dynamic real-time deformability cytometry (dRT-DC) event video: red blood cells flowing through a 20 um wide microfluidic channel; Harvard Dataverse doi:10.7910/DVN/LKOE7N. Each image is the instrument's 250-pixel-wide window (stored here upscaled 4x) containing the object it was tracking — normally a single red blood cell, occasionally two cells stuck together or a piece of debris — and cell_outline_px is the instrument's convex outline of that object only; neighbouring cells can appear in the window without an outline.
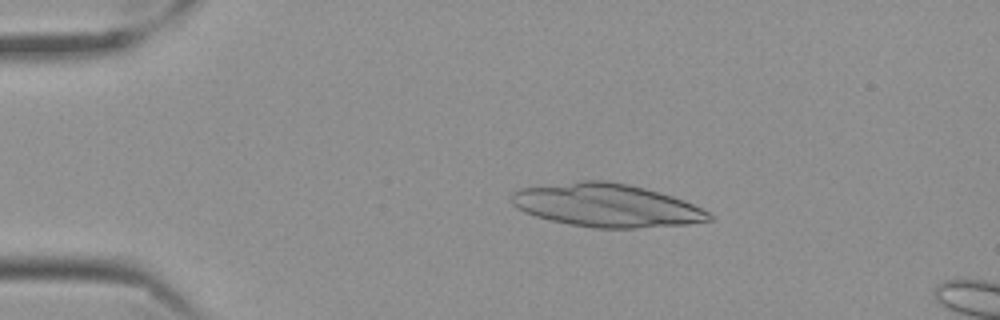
{"species": "Egyptian fruit bat (a non-hibernating species)", "species_latin": "Rousettus aegyptiacus", "temperature_condition": "cold", "stored_images_in_passage": 15, "camera_frame_rate_fps": 3000, "um_per_image_px": 0.085, "frame": {"image": 1, "passage_image": 11, "time_ms": 3.333, "image_size_px": [1000, 320], "cell_outline_px": [[712, 220], [688, 224], [636, 228], [596, 228], [572, 224], [552, 220], [536, 216], [524, 212], [512, 204], [512, 192], [520, 188], [580, 180], [604, 180], [628, 184], [660, 192], [684, 200], [708, 212], [712, 216]], "centroid_in_image_um": [51.55, 17.44], "position_along_channel_um": 33.5, "area_um2": 49.48}}